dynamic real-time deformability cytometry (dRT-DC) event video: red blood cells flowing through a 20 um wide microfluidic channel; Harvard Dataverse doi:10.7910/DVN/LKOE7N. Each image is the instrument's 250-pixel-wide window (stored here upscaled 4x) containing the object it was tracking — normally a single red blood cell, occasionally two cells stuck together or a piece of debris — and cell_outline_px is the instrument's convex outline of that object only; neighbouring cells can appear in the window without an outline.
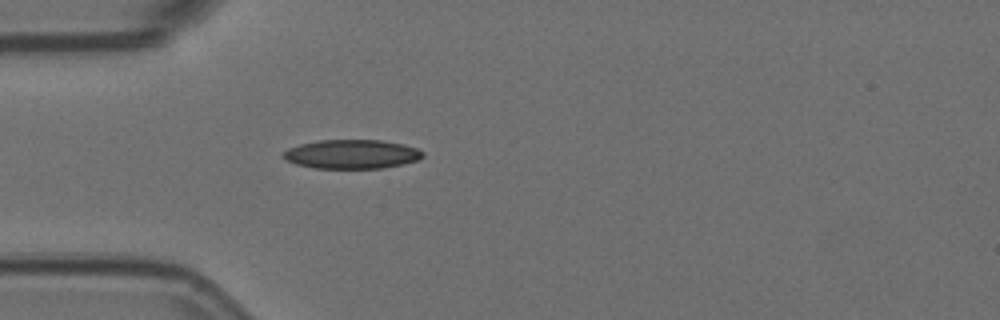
{"species": "Egyptian fruit bat (a non-hibernating species)", "species_latin": "Rousettus aegyptiacus", "temperature_condition": "room temperature", "stored_images_in_passage": 4, "camera_frame_rate_fps": 3000, "um_per_image_px": 0.085, "animal": {"sex": "female"}, "frame": {"image": 1, "passage_image": 4, "time_ms": 1.0, "image_size_px": [1000, 320], "cell_outline_px": [[424, 156], [416, 160], [384, 168], [316, 168], [296, 164], [280, 156], [288, 148], [300, 144], [316, 140], [380, 140], [400, 144], [416, 148], [424, 152]], "centroid_in_image_um": [29.86, 13.1], "position_along_channel_um": 55.1, "area_um2": 23.41}}